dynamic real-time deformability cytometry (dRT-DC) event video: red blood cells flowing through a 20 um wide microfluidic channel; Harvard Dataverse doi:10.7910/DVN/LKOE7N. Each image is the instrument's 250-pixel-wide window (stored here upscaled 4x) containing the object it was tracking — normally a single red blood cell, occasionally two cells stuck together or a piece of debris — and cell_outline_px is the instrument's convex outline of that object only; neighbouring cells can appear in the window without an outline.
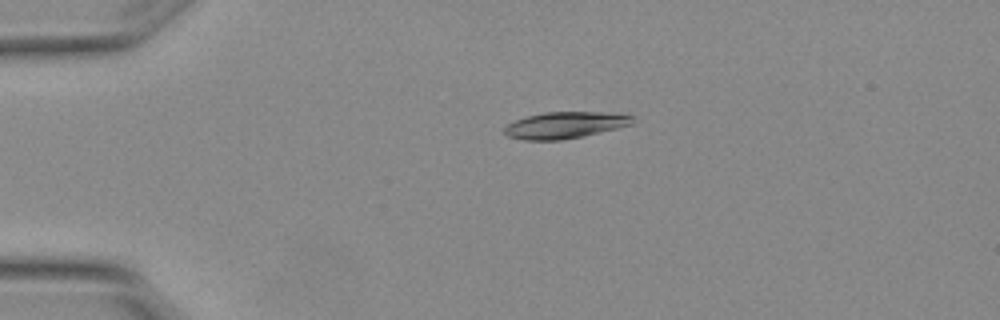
{"species": "Egyptian fruit bat (a non-hibernating species)", "species_latin": "Rousettus aegyptiacus", "temperature_condition": "warm", "stored_images_in_passage": 4, "camera_frame_rate_fps": 3000, "um_per_image_px": 0.085, "animal": {"sex": "female"}, "frame": {"image": 1, "passage_image": 4, "time_ms": 1.0, "image_size_px": [1000, 320], "cell_outline_px": [[632, 124], [584, 136], [560, 140], [524, 140], [508, 136], [504, 132], [504, 128], [508, 124], [516, 120], [528, 116], [544, 112], [604, 112], [632, 116]], "centroid_in_image_um": [47.99, 10.64], "position_along_channel_um": 37.0, "area_um2": 19.54}}